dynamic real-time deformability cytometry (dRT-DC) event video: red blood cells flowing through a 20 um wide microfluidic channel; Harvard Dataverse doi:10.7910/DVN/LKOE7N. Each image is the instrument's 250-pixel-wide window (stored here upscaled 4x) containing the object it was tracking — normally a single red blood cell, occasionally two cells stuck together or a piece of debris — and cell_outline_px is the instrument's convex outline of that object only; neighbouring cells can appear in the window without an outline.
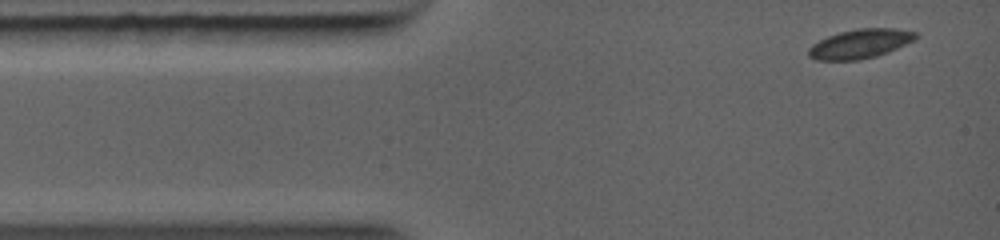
{"species": "common noctule bat (a hibernating species)", "species_latin": "Nyctalus noctula", "temperature_condition": "warm", "stored_images_in_passage": 4, "camera_frame_rate_fps": 5000, "um_per_image_px": 0.085, "animal": {"sex": "female", "body_mass_g": 19.0, "forearm_length_mm": 56.7}, "frame": {"image": 1, "passage_image": 1, "time_ms": 0.0, "image_size_px": [1000, 240], "cell_outline_px": [[920, 36], [916, 40], [888, 52], [876, 56], [860, 60], [816, 60], [808, 56], [808, 48], [812, 44], [828, 36], [840, 32], [856, 28], [892, 28], [916, 32]], "centroid_in_image_um": [73.13, 3.72], "position_along_channel_um": 11.9, "area_um2": 18.38}}
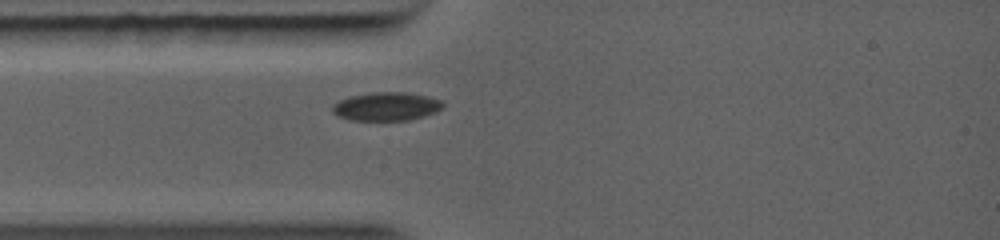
{"frame": {"image": 2, "passage_image": 4, "time_ms": 2.0, "image_size_px": [1000, 240], "cell_outline_px": [[444, 104], [440, 108], [432, 112], [408, 120], [352, 120], [340, 116], [332, 112], [332, 104], [348, 96], [368, 92], [404, 92], [428, 96], [440, 100]], "centroid_in_image_um": [32.77, 9.03], "position_along_channel_um": 52.2, "area_um2": 18.09}}